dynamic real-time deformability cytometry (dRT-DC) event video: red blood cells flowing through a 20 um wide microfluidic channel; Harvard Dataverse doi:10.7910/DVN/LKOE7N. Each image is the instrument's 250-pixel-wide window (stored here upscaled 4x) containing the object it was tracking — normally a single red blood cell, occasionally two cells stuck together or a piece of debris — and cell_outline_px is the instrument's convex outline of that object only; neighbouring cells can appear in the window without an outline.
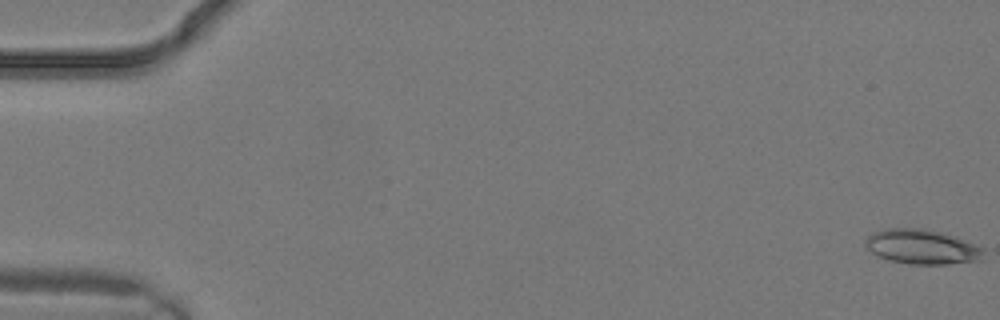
{"species": "common noctule bat (a hibernating species)", "species_latin": "Nyctalus noctula", "temperature_condition": "warm", "stored_images_in_passage": 3, "camera_frame_rate_fps": 3000, "um_per_image_px": 0.085, "animal": {"sex": "male", "body_mass_g": 19.2, "forearm_length_mm": 51.8}, "frame": {"image": 1, "passage_image": 3, "time_ms": 0.667, "image_size_px": [1000, 320], "cell_outline_px": [[984, 252], [980, 260], [948, 264], [908, 264], [888, 260], [872, 252], [864, 244], [868, 236], [872, 232], [888, 228], [920, 228], [936, 232], [984, 248]], "centroid_in_image_um": [78.3, 20.99], "position_along_channel_um": 6.7, "area_um2": 23.24}}